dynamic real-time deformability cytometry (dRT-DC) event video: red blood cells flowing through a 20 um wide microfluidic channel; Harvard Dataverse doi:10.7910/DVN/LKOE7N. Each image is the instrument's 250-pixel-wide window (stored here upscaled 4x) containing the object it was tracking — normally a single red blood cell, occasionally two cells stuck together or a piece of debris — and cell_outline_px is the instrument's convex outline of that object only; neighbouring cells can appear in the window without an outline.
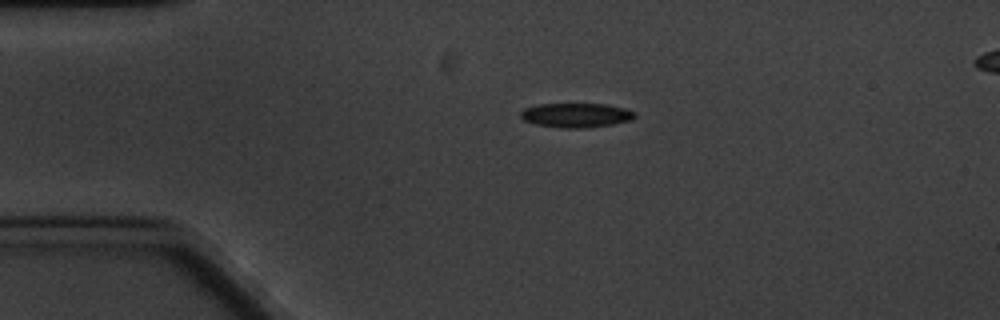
{"species": "common noctule bat (a hibernating species)", "species_latin": "Nyctalus noctula", "temperature_condition": "cold", "stored_images_in_passage": 3, "segment_of_instrument_passage": [1, 2], "camera_frame_rate_fps": 3000, "um_per_image_px": 0.085, "animal": {"sex": "male", "body_mass_g": 20.1, "forearm_length_mm": 53.5}, "frame": {"image": 1, "passage_image": 1, "time_ms": 0.0, "image_size_px": [1000, 320], "cell_outline_px": [[636, 116], [632, 120], [612, 124], [584, 128], [564, 128], [536, 124], [524, 120], [520, 116], [520, 112], [524, 108], [536, 104], [608, 104], [624, 108], [636, 112]], "centroid_in_image_um": [48.98, 9.78], "position_along_channel_um": 36.0, "area_um2": 16.24}}